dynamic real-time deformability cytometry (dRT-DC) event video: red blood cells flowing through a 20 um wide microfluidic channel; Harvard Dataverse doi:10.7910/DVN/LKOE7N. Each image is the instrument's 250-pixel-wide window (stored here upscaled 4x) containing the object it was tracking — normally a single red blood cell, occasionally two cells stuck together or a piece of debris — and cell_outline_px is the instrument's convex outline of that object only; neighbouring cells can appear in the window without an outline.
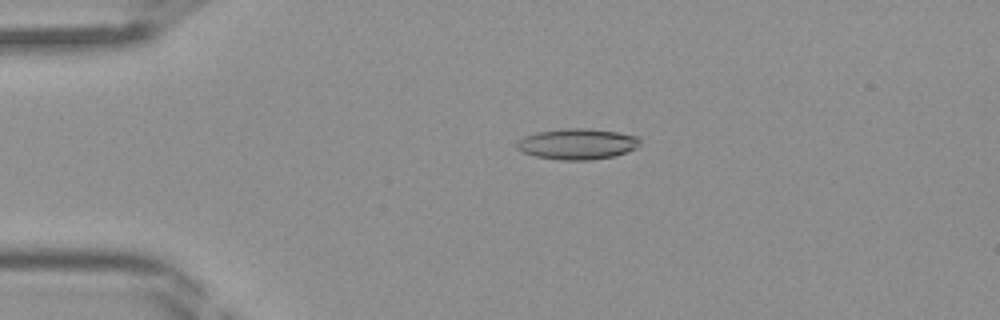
{"species": "Egyptian fruit bat (a non-hibernating species)", "species_latin": "Rousettus aegyptiacus", "temperature_condition": "room temperature", "stored_images_in_passage": 44, "camera_frame_rate_fps": 3000, "um_per_image_px": 0.085, "frame": {"image": 1, "passage_image": 10, "time_ms": 3.0, "image_size_px": [1000, 320], "cell_outline_px": [[640, 144], [636, 148], [612, 156], [592, 160], [560, 160], [536, 156], [524, 152], [516, 148], [516, 144], [524, 136], [536, 132], [564, 128], [588, 128], [616, 132], [636, 136], [640, 140]], "centroid_in_image_um": [49.05, 12.23], "position_along_channel_um": 35.9, "area_um2": 21.96}}
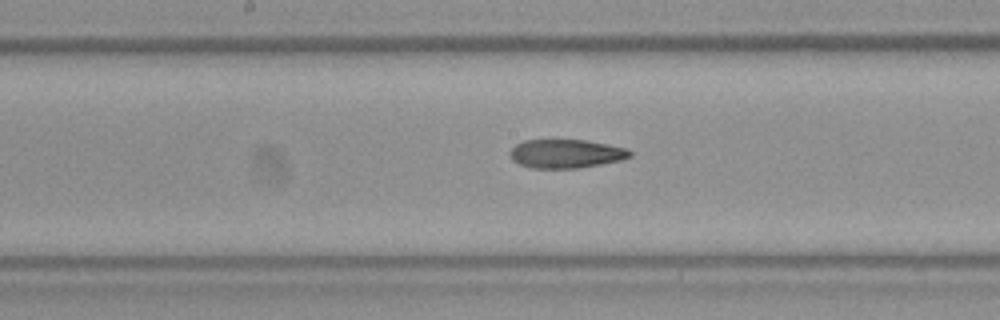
{"frame": {"image": 2, "passage_image": 23, "time_ms": 7.333, "image_size_px": [1000, 320], "cell_outline_px": [[632, 156], [624, 160], [580, 168], [532, 168], [520, 164], [512, 160], [508, 156], [508, 152], [516, 144], [524, 140], [584, 140], [628, 148], [632, 152]], "centroid_in_image_um": [48.12, 13.07], "position_along_channel_um": 200.1, "area_um2": 20.29}}
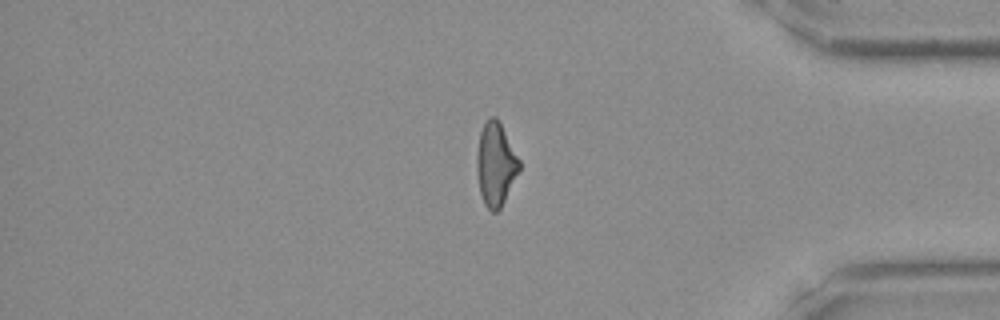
{"frame": {"image": 3, "passage_image": 37, "time_ms": 12.0, "image_size_px": [1000, 320], "cell_outline_px": [[520, 168], [500, 208], [496, 212], [492, 212], [484, 204], [480, 192], [476, 168], [476, 156], [480, 132], [484, 124], [492, 116], [496, 116], [520, 160]], "centroid_in_image_um": [42.11, 13.96], "position_along_channel_um": 393.1, "area_um2": 20.23}}